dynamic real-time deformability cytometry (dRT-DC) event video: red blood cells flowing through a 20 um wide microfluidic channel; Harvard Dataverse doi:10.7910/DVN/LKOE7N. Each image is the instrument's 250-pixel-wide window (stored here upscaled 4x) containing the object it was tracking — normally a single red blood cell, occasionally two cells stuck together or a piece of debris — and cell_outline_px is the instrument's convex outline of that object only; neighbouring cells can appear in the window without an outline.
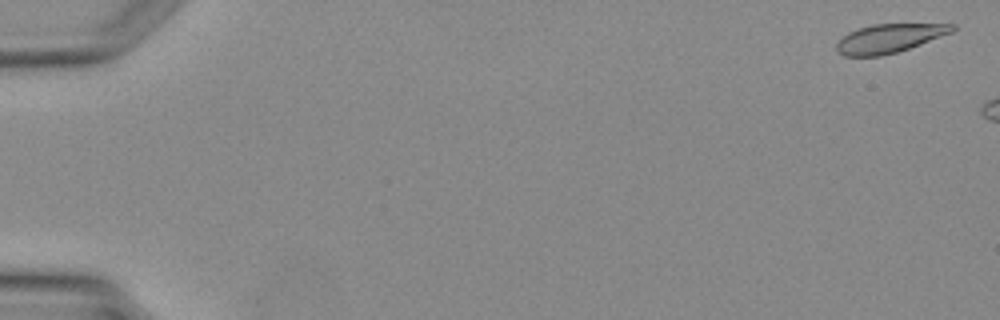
{"species": "Egyptian fruit bat (a non-hibernating species)", "species_latin": "Rousettus aegyptiacus", "temperature_condition": "warm", "stored_images_in_passage": 3, "camera_frame_rate_fps": 3000, "um_per_image_px": 0.085, "animal": {"sex": "female"}, "frame": {"image": 1, "passage_image": 1, "time_ms": 0.0, "image_size_px": [1000, 320], "cell_outline_px": [[956, 28], [952, 32], [920, 44], [896, 52], [880, 56], [844, 56], [836, 48], [836, 44], [848, 32], [872, 24], [956, 24]], "centroid_in_image_um": [75.59, 3.25], "position_along_channel_um": 9.4, "area_um2": 19.07}}